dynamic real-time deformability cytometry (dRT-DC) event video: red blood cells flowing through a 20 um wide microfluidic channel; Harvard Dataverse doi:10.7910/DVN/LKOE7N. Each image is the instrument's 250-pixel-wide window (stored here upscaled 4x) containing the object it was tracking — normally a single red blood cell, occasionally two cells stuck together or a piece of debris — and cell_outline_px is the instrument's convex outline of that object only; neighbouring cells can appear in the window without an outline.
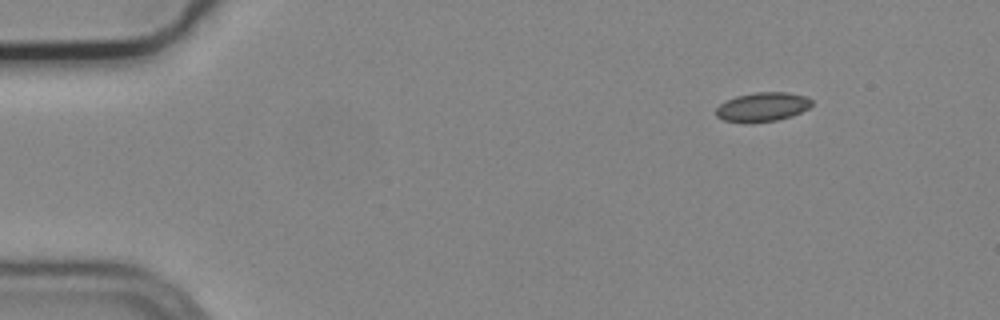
{"species": "common noctule bat (a hibernating species)", "species_latin": "Nyctalus noctula", "temperature_condition": "cold", "stored_images_in_passage": 6, "camera_frame_rate_fps": 3000, "um_per_image_px": 0.085, "animal": {"sex": "male", "body_mass_g": 19.2, "forearm_length_mm": 51.8}, "frame": {"image": 1, "passage_image": 1, "time_ms": 0.0, "image_size_px": [1000, 320], "cell_outline_px": [[812, 104], [808, 108], [792, 116], [776, 120], [724, 120], [716, 116], [716, 108], [720, 104], [736, 96], [756, 92], [788, 92], [804, 96], [812, 100]], "centroid_in_image_um": [64.85, 9.04], "position_along_channel_um": 20.2, "area_um2": 15.55}}
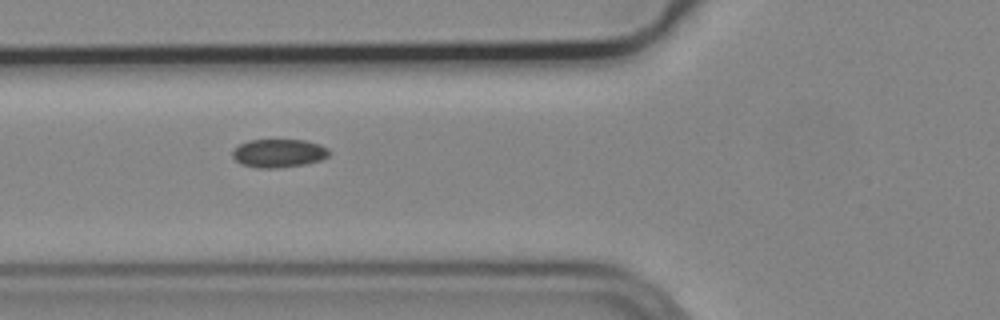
{"frame": {"image": 2, "passage_image": 5, "time_ms": 1.333, "image_size_px": [1000, 320], "cell_outline_px": [[328, 156], [320, 160], [304, 164], [280, 168], [256, 168], [240, 164], [232, 156], [232, 152], [240, 144], [248, 140], [304, 140], [320, 144], [328, 148]], "centroid_in_image_um": [23.67, 13.03], "position_along_channel_um": 102.1, "area_um2": 15.95}}
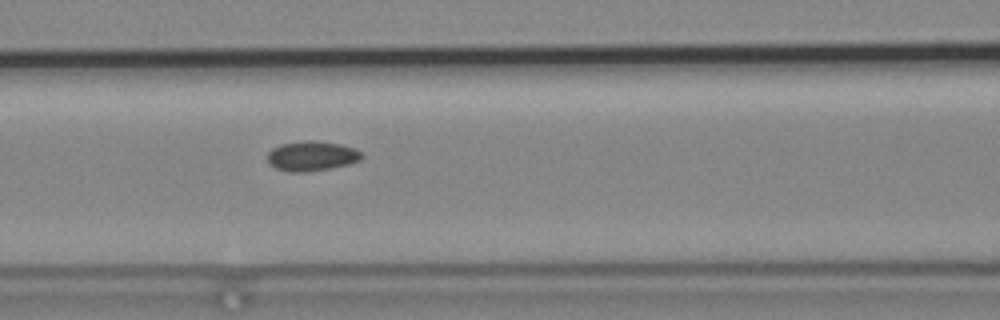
{"frame": {"image": 3, "passage_image": 6, "time_ms": 1.667, "image_size_px": [1000, 320], "cell_outline_px": [[364, 156], [360, 160], [348, 164], [332, 168], [304, 172], [288, 172], [276, 168], [268, 164], [268, 152], [272, 148], [280, 144], [308, 140], [312, 140], [340, 144], [356, 148]], "centroid_in_image_um": [26.49, 13.26], "position_along_channel_um": 140.1, "area_um2": 16.47}}